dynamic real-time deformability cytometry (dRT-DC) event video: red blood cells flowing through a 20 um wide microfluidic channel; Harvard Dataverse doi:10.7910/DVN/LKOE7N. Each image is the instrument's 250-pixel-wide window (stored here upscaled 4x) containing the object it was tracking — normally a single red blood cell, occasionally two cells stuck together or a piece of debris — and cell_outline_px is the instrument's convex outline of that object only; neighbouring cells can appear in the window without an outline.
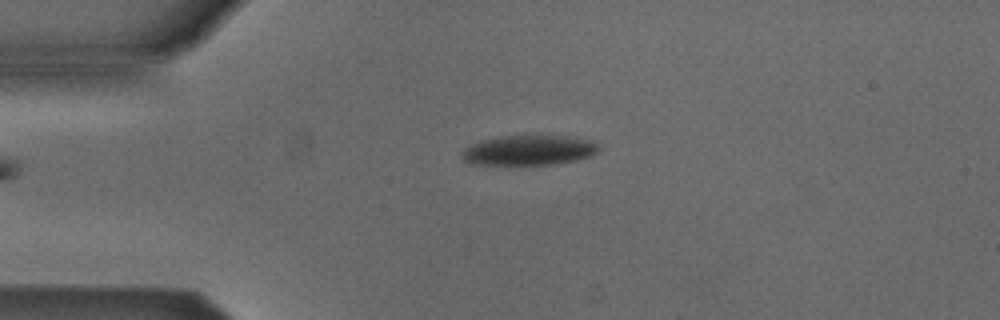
{"species": "Egyptian fruit bat (a non-hibernating species)", "species_latin": "Rousettus aegyptiacus", "temperature_condition": "cold", "stored_images_in_passage": 35, "camera_frame_rate_fps": 3000, "um_per_image_px": 0.085, "animal": {"sex": "male"}, "frame": {"image": 1, "passage_image": 1, "time_ms": 0.0, "image_size_px": [1000, 320], "cell_outline_px": [[600, 148], [592, 156], [576, 160], [552, 164], [480, 164], [464, 160], [460, 152], [464, 148], [480, 140], [500, 136], [524, 132], [540, 132], [596, 140], [600, 144]], "centroid_in_image_um": [45.04, 12.69], "position_along_channel_um": 40.0, "area_um2": 25.14}}
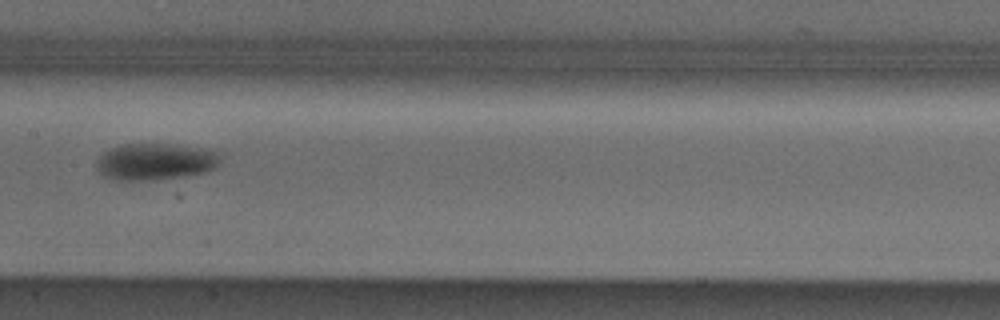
{"frame": {"image": 2, "passage_image": 15, "time_ms": 4.667, "image_size_px": [1000, 320], "cell_outline_px": [[220, 164], [216, 168], [204, 172], [184, 176], [148, 180], [116, 180], [104, 176], [96, 168], [96, 160], [108, 148], [120, 144], [168, 144], [200, 148], [216, 152], [220, 156]], "centroid_in_image_um": [13.16, 13.73], "position_along_channel_um": 194.2, "area_um2": 26.47}}
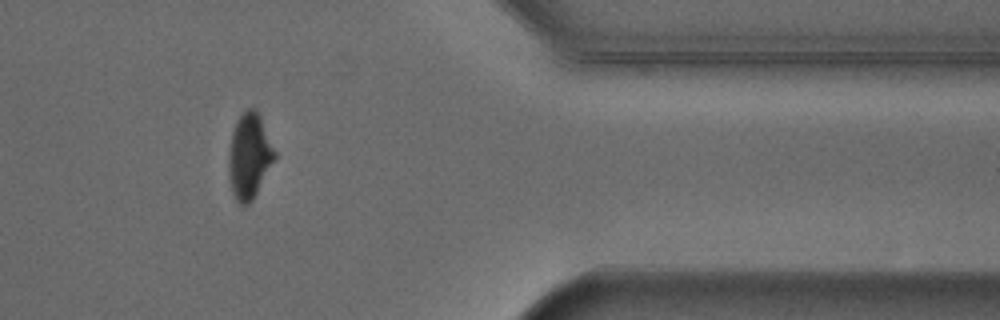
{"frame": {"image": 3, "passage_image": 32, "time_ms": 10.333, "image_size_px": [1000, 320], "cell_outline_px": [[276, 156], [252, 200], [248, 204], [240, 204], [236, 200], [232, 192], [228, 176], [228, 160], [232, 132], [240, 116], [248, 108], [256, 108], [260, 116], [276, 152]], "centroid_in_image_um": [21.18, 13.26], "position_along_channel_um": 390.2, "area_um2": 22.48}, "authors_computed_cell_mechanics": {"area_um2": 25.7788, "velocity_mm_per_s": 3.8827, "shape_relaxation_time_tau1_ms": 2.007, "shape_relaxation_time_tau2_ms": null, "deformation_change_tau1": 0.0894, "deformation_change_tau2": null}}